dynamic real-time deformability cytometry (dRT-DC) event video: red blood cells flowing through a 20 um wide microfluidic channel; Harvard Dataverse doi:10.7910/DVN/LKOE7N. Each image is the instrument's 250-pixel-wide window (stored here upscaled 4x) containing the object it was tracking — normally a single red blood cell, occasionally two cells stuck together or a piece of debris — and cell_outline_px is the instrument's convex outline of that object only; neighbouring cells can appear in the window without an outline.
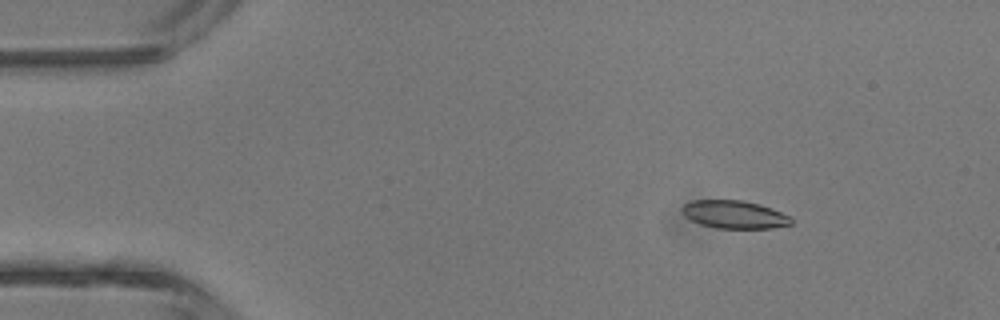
{"species": "common noctule bat (a hibernating species)", "species_latin": "Nyctalus noctula", "temperature_condition": "room temperature", "stored_images_in_passage": 4, "camera_frame_rate_fps": 3000, "um_per_image_px": 0.085, "animal": {"sex": "male", "body_mass_g": 13.3}, "frame": {"image": 1, "passage_image": 2, "time_ms": 1.333, "image_size_px": [1000, 320], "cell_outline_px": [[792, 224], [772, 228], [716, 228], [700, 224], [684, 216], [680, 212], [680, 208], [684, 204], [692, 200], [744, 200], [760, 204], [772, 208], [792, 216]], "centroid_in_image_um": [62.42, 18.22], "position_along_channel_um": 22.6, "area_um2": 18.03}}
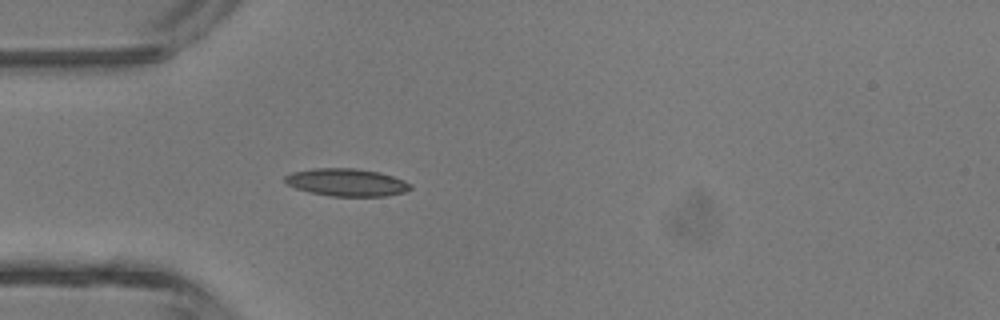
{"frame": {"image": 2, "passage_image": 4, "time_ms": 3.667, "image_size_px": [1000, 320], "cell_outline_px": [[412, 188], [404, 192], [384, 196], [332, 196], [312, 192], [296, 188], [288, 184], [284, 180], [284, 176], [292, 172], [312, 168], [352, 168], [380, 172], [404, 180], [412, 184]], "centroid_in_image_um": [29.48, 15.49], "position_along_channel_um": 55.5, "area_um2": 20.06}}